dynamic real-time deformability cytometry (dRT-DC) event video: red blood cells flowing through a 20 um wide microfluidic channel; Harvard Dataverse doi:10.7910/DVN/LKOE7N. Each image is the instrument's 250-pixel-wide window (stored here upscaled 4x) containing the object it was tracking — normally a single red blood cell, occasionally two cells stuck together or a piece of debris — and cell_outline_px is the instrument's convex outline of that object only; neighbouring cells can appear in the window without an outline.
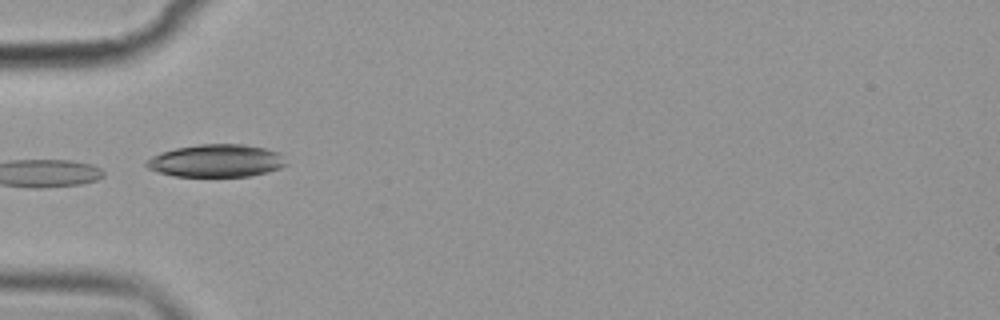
{"species": "common noctule bat (a hibernating species)", "species_latin": "Nyctalus noctula", "temperature_condition": "cold", "stored_images_in_passage": 4, "camera_frame_rate_fps": 3000, "um_per_image_px": 0.085, "animal": {"sex": "female", "body_mass_g": 19.9}, "frame": {"image": 1, "passage_image": 3, "time_ms": 2.667, "image_size_px": [1000, 320], "cell_outline_px": [[288, 164], [280, 168], [268, 172], [248, 176], [176, 176], [160, 172], [148, 168], [144, 164], [152, 156], [160, 152], [176, 148], [200, 144], [244, 144], [264, 148], [280, 152]], "centroid_in_image_um": [18.42, 13.66], "position_along_channel_um": 66.6, "area_um2": 26.53}}